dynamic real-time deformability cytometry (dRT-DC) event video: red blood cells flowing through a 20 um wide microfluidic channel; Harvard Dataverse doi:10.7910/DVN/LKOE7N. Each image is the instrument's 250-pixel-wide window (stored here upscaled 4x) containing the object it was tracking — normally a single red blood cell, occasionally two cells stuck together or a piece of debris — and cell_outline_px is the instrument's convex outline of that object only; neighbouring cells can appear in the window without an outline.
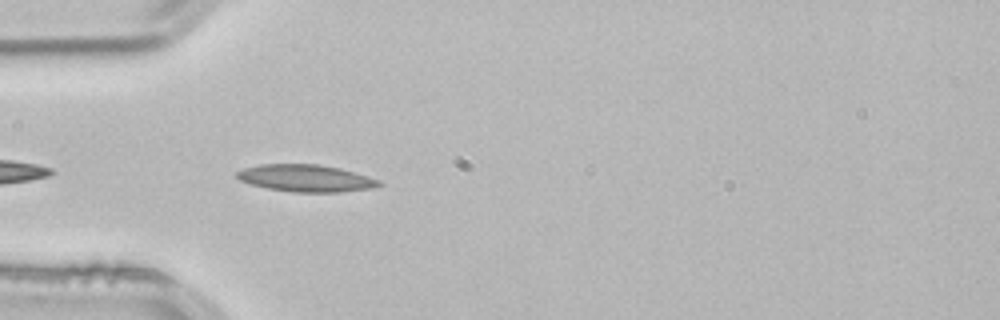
{"species": "common noctule bat (a hibernating species)", "species_latin": "Nyctalus noctula", "temperature_condition": "room temperature", "stored_images_in_passage": 7, "camera_frame_rate_fps": 3000, "um_per_image_px": 0.085, "animal": {"sex": "male", "body_mass_g": 21.5, "forearm_length_mm": 52.0}, "frame": {"image": 1, "passage_image": 3, "time_ms": 0.667, "image_size_px": [1000, 320], "cell_outline_px": [[384, 184], [372, 188], [340, 192], [292, 192], [268, 188], [252, 184], [240, 180], [236, 176], [236, 172], [244, 168], [260, 164], [320, 164], [340, 168], [368, 176], [380, 180]], "centroid_in_image_um": [26.02, 15.14], "position_along_channel_um": 59.0, "area_um2": 22.43}}